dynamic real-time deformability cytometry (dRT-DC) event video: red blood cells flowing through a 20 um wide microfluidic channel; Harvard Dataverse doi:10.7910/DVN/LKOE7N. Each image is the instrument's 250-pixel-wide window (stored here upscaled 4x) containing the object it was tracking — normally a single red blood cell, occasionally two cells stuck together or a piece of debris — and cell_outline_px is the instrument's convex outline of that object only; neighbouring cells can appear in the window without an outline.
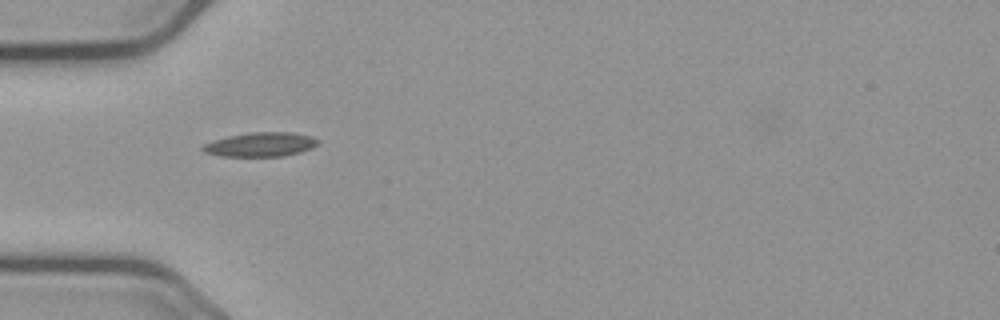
{"species": "common noctule bat (a hibernating species)", "species_latin": "Nyctalus noctula", "temperature_condition": "cold", "stored_images_in_passage": 14, "camera_frame_rate_fps": 3000, "um_per_image_px": 0.085, "animal": {"sex": "male", "body_mass_g": 23.1, "forearm_length_mm": 52.7}, "frame": {"image": 1, "passage_image": 1, "time_ms": 0.0, "image_size_px": [1000, 320], "cell_outline_px": [[320, 140], [312, 148], [300, 152], [284, 156], [220, 156], [204, 152], [200, 148], [204, 144], [212, 140], [228, 136], [248, 132], [292, 132], [312, 136]], "centroid_in_image_um": [22.14, 12.27], "position_along_channel_um": 62.9, "area_um2": 16.36}}
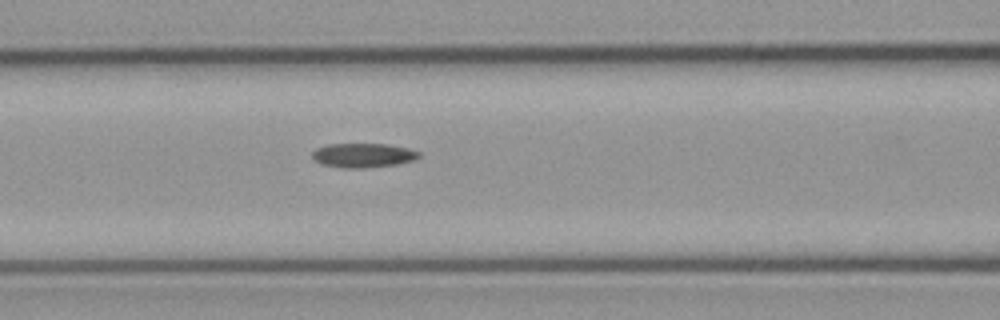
{"frame": {"image": 2, "passage_image": 7, "time_ms": 2.0, "image_size_px": [1000, 320], "cell_outline_px": [[420, 156], [412, 160], [396, 164], [360, 168], [344, 168], [324, 164], [316, 160], [312, 156], [312, 152], [316, 148], [328, 144], [388, 144], [408, 148], [420, 152]], "centroid_in_image_um": [30.87, 13.19], "position_along_channel_um": 135.7, "area_um2": 14.85}}
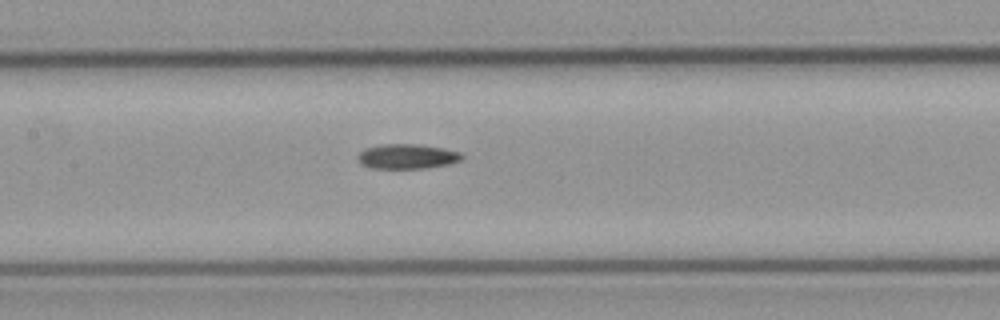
{"frame": {"image": 3, "passage_image": 10, "time_ms": 3.0, "image_size_px": [1000, 320], "cell_outline_px": [[464, 156], [460, 160], [448, 164], [424, 168], [372, 168], [360, 164], [356, 160], [356, 156], [364, 148], [380, 144], [416, 144], [444, 148], [460, 152]], "centroid_in_image_um": [34.55, 13.29], "position_along_channel_um": 172.9, "area_um2": 15.14}}